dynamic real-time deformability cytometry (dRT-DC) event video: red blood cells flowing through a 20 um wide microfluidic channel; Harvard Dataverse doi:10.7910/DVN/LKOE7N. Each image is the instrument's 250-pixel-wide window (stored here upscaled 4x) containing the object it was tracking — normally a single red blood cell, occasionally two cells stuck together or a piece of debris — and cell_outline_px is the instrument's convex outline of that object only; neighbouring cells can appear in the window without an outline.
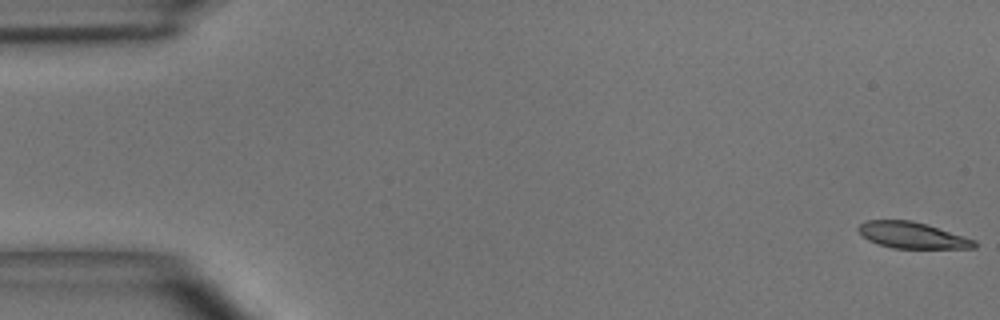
{"species": "common noctule bat (a hibernating species)", "species_latin": "Nyctalus noctula", "temperature_condition": "room temperature", "stored_images_in_passage": 7, "camera_frame_rate_fps": 3000, "um_per_image_px": 0.085, "animal": {"sex": "male", "body_mass_g": 15.6}, "frame": {"image": 1, "passage_image": 1, "time_ms": 0.0, "image_size_px": [1000, 320], "cell_outline_px": [[976, 248], [892, 248], [868, 240], [856, 228], [864, 220], [912, 220], [976, 240]], "centroid_in_image_um": [77.51, 19.99], "position_along_channel_um": 7.5, "area_um2": 17.51}}
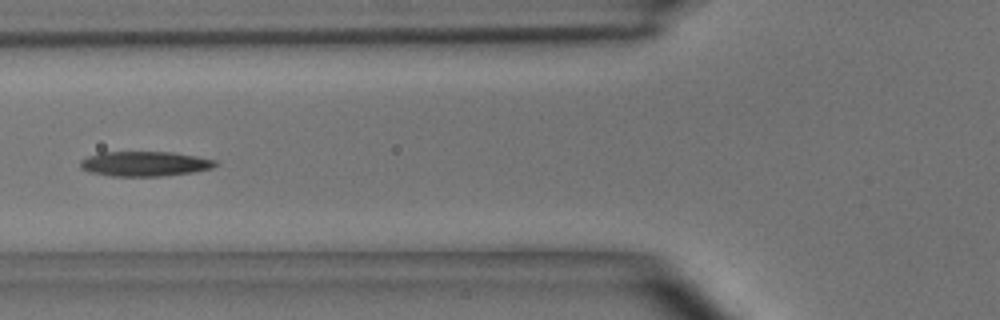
{"frame": {"image": 2, "passage_image": 6, "time_ms": 1.667, "image_size_px": [1000, 320], "cell_outline_px": [[220, 164], [212, 168], [192, 172], [164, 176], [112, 176], [88, 172], [80, 168], [80, 160], [88, 156], [100, 152], [172, 152], [196, 156], [216, 160]], "centroid_in_image_um": [12.3, 13.92], "position_along_channel_um": 113.5, "area_um2": 19.71}}